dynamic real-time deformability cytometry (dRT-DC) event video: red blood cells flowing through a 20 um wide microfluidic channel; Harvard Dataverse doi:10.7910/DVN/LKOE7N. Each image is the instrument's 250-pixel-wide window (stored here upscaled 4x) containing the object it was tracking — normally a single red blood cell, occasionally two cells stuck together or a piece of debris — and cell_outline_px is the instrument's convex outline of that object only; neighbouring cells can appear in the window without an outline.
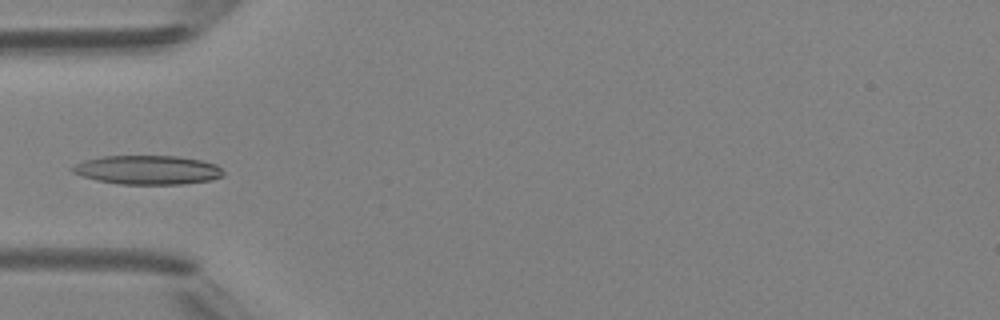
{"species": "Egyptian fruit bat (a non-hibernating species)", "species_latin": "Rousettus aegyptiacus", "temperature_condition": "room temperature", "stored_images_in_passage": 5, "camera_frame_rate_fps": 3000, "um_per_image_px": 0.085, "animal": {"sex": "female"}, "frame": {"image": 1, "passage_image": 5, "time_ms": 4.333, "image_size_px": [1000, 320], "cell_outline_px": [[224, 176], [212, 180], [184, 184], [120, 184], [96, 180], [72, 172], [68, 168], [84, 160], [104, 156], [180, 156], [204, 160], [216, 164], [224, 172]], "centroid_in_image_um": [12.58, 14.44], "position_along_channel_um": 72.4, "area_um2": 25.72}}